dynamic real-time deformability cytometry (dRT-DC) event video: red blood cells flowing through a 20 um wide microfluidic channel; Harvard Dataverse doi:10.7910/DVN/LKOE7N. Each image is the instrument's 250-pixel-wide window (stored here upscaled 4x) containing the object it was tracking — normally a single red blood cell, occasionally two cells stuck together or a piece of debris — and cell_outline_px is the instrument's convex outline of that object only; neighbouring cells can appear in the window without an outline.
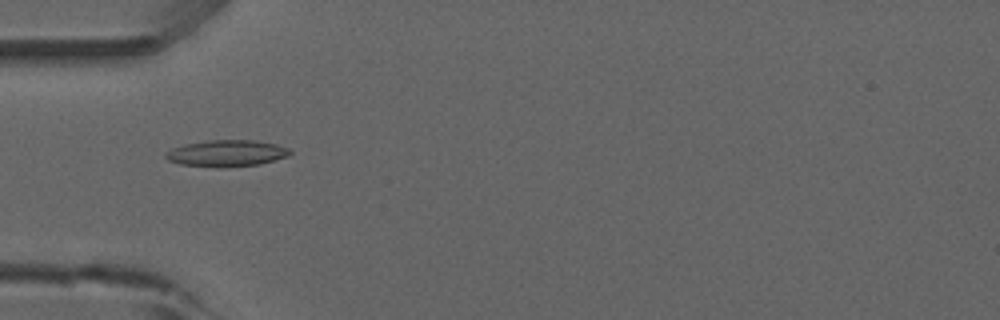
{"species": "common noctule bat (a hibernating species)", "species_latin": "Nyctalus noctula", "temperature_condition": "room temperature", "stored_images_in_passage": 5, "camera_frame_rate_fps": 3000, "um_per_image_px": 0.085, "animal": {"sex": "male", "forearm_length_mm": 52.5}, "frame": {"image": 1, "passage_image": 5, "time_ms": 5.0, "image_size_px": [1000, 320], "cell_outline_px": [[292, 152], [288, 156], [260, 164], [180, 164], [168, 160], [164, 156], [164, 152], [172, 148], [184, 144], [208, 140], [252, 140], [276, 144], [288, 148]], "centroid_in_image_um": [19.26, 12.97], "position_along_channel_um": 65.7, "area_um2": 18.15}}